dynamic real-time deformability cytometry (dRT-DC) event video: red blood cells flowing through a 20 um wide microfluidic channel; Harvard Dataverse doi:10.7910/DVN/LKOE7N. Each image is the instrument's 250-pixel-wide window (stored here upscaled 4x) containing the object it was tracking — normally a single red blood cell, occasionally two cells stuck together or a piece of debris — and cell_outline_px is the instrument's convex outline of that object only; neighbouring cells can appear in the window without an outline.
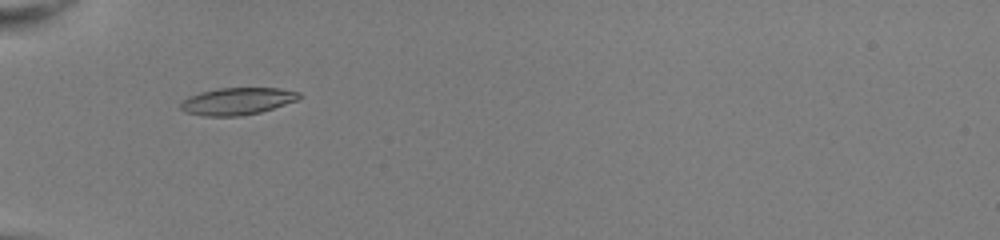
{"species": "common noctule bat (a hibernating species)", "species_latin": "Nyctalus noctula", "temperature_condition": "room temperature", "stored_images_in_passage": 40, "camera_frame_rate_fps": 3000, "um_per_image_px": 0.085, "animal": {"sex": "female", "body_mass_g": 22.0, "forearm_length_mm": 56.7}, "frame": {"image": 1, "passage_image": 7, "time_ms": 2.0, "image_size_px": [1000, 240], "cell_outline_px": [[304, 96], [296, 100], [260, 112], [240, 116], [204, 116], [184, 112], [180, 108], [180, 104], [188, 96], [200, 92], [216, 88], [280, 88], [300, 92]], "centroid_in_image_um": [20.15, 8.59], "position_along_channel_um": 64.8, "area_um2": 18.79}}
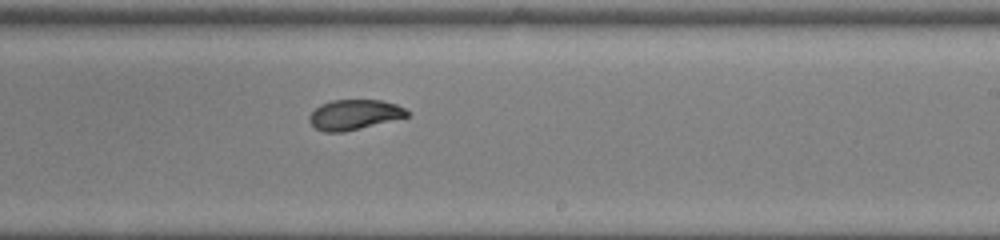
{"frame": {"image": 2, "passage_image": 22, "time_ms": 7.0, "image_size_px": [1000, 240], "cell_outline_px": [[408, 116], [344, 132], [324, 132], [316, 128], [308, 120], [308, 116], [320, 104], [332, 100], [380, 100], [396, 104], [404, 108], [408, 112]], "centroid_in_image_um": [30.07, 9.74], "position_along_channel_um": 258.9, "area_um2": 16.94}}
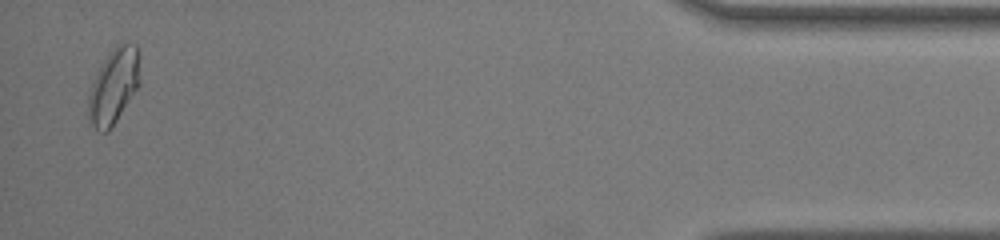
{"frame": {"image": 3, "passage_image": 39, "time_ms": 12.667, "image_size_px": [1000, 240], "cell_outline_px": [[140, 84], [112, 128], [108, 132], [96, 132], [88, 124], [88, 96], [92, 84], [104, 60], [112, 48], [120, 40], [136, 44], [140, 76]], "centroid_in_image_um": [9.65, 7.36], "position_along_channel_um": 425.5, "area_um2": 22.95}, "authors_computed_cell_mechanics": {"area_um2": 17.9758, "velocity_mm_per_s": 4.0262, "shape_relaxation_time_tau1_ms": 4.0144, "shape_relaxation_time_tau2_ms": 1.1637, "deformation_change_tau1": 0.1728, "deformation_change_tau2": 0.0483}}